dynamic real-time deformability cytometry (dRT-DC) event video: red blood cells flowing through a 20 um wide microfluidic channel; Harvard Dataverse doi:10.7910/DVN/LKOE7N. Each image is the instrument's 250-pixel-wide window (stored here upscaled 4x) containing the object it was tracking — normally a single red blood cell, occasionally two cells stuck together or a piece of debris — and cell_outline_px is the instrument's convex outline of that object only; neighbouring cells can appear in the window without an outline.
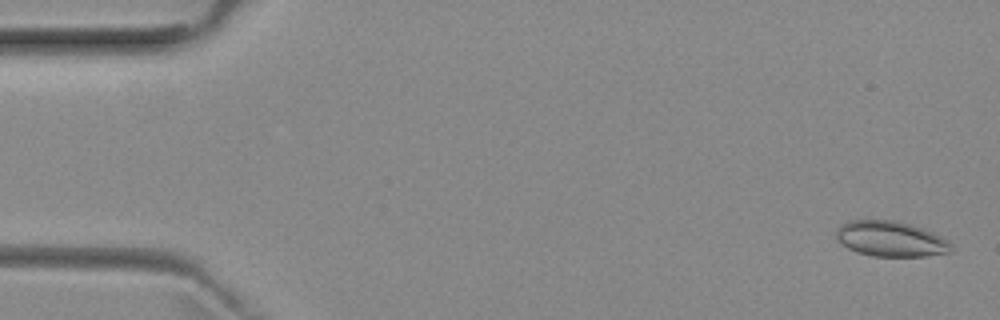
{"species": "common noctule bat (a hibernating species)", "species_latin": "Nyctalus noctula", "temperature_condition": "room temperature", "stored_images_in_passage": 52, "camera_frame_rate_fps": 3000, "um_per_image_px": 0.085, "animal": {"sex": "female", "body_mass_g": 29.2, "forearm_length_mm": 56.3}, "frame": {"image": 1, "passage_image": 2, "time_ms": 0.333, "image_size_px": [1000, 320], "cell_outline_px": [[952, 252], [924, 256], [872, 256], [856, 252], [848, 248], [836, 240], [836, 228], [840, 224], [848, 220], [896, 220], [912, 224], [932, 232], [948, 240], [952, 244]], "centroid_in_image_um": [75.68, 20.3], "position_along_channel_um": 9.3, "area_um2": 23.99}}
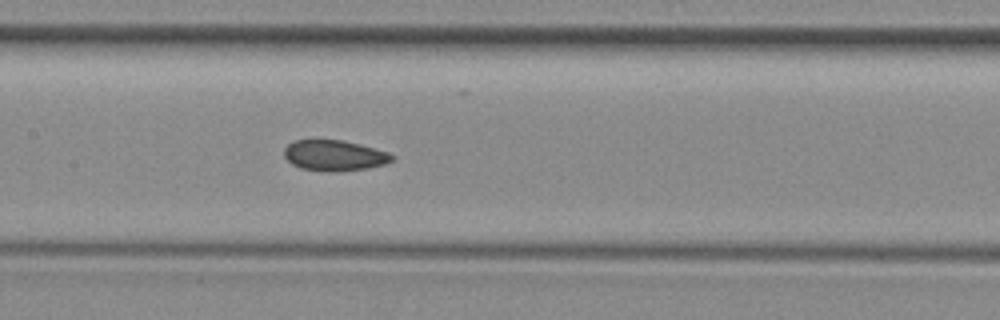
{"frame": {"image": 2, "passage_image": 25, "time_ms": 8.0, "image_size_px": [1000, 320], "cell_outline_px": [[396, 156], [392, 160], [384, 164], [368, 168], [336, 172], [324, 172], [300, 168], [292, 164], [284, 156], [284, 148], [292, 140], [340, 140], [388, 152]], "centroid_in_image_um": [28.38, 13.23], "position_along_channel_um": 179.0, "area_um2": 19.25}}
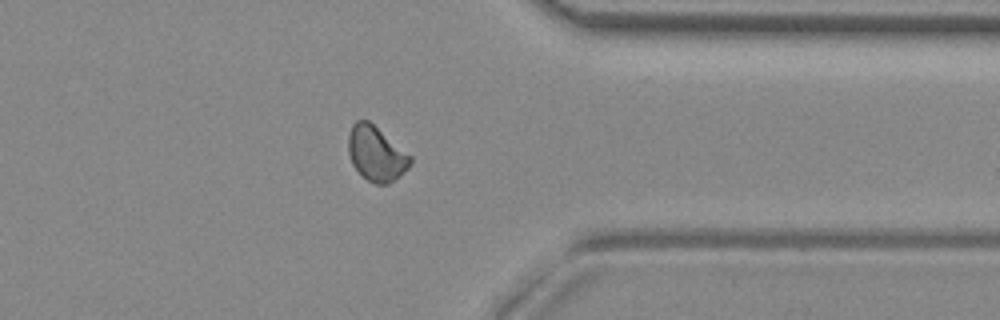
{"frame": {"image": 3, "passage_image": 41, "time_ms": 13.333, "image_size_px": [1000, 320], "cell_outline_px": [[412, 164], [408, 168], [388, 184], [376, 184], [368, 180], [352, 164], [348, 152], [348, 136], [352, 124], [356, 120], [368, 120], [412, 156]], "centroid_in_image_um": [31.97, 13.04], "position_along_channel_um": 379.4, "area_um2": 19.59}, "authors_computed_cell_mechanics": {"area_um2": 19.7387, "velocity_mm_per_s": 3.9517, "shape_relaxation_time_tau1_ms": null, "shape_relaxation_time_tau2_ms": 2.3277, "deformation_change_tau1": null, "deformation_change_tau2": 0.0653}}